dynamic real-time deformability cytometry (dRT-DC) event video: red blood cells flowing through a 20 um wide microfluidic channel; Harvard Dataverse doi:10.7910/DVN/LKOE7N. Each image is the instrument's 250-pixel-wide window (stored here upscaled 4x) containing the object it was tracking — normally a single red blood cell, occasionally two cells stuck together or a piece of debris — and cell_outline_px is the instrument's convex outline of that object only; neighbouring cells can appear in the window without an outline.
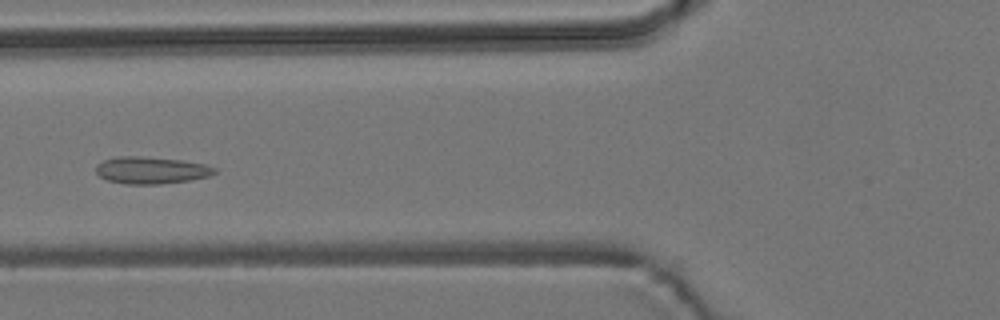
{"species": "common noctule bat (a hibernating species)", "species_latin": "Nyctalus noctula", "temperature_condition": "room temperature", "stored_images_in_passage": 7, "camera_frame_rate_fps": 3000, "um_per_image_px": 0.085, "animal": {"sex": "male", "body_mass_g": 19.2, "forearm_length_mm": 51.8}, "frame": {"image": 1, "passage_image": 5, "time_ms": 5.667, "image_size_px": [1000, 320], "cell_outline_px": [[216, 172], [208, 176], [192, 180], [160, 184], [124, 184], [108, 180], [100, 176], [96, 172], [96, 164], [104, 160], [116, 156], [140, 156], [180, 160], [204, 164], [216, 168]], "centroid_in_image_um": [12.83, 14.47], "position_along_channel_um": 113.0, "area_um2": 18.67}}
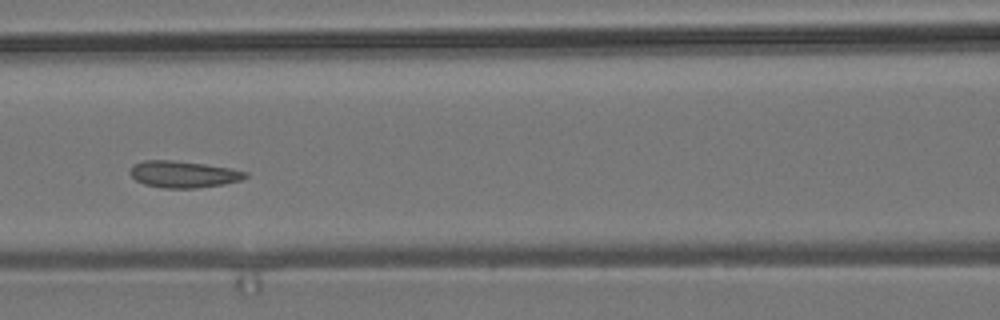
{"frame": {"image": 2, "passage_image": 6, "time_ms": 6.667, "image_size_px": [1000, 320], "cell_outline_px": [[248, 176], [240, 180], [224, 184], [196, 188], [164, 188], [144, 184], [136, 180], [128, 172], [132, 164], [144, 160], [172, 160], [204, 164], [232, 168], [248, 172]], "centroid_in_image_um": [15.57, 14.8], "position_along_channel_um": 151.0, "area_um2": 18.03}}
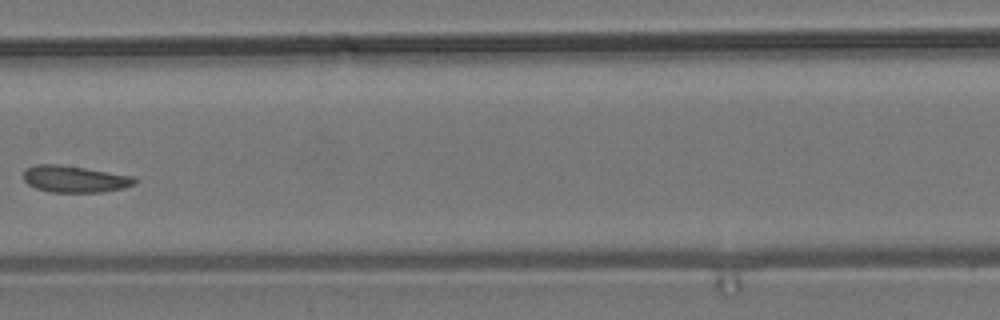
{"frame": {"image": 3, "passage_image": 7, "time_ms": 8.0, "image_size_px": [1000, 320], "cell_outline_px": [[136, 184], [124, 188], [104, 192], [48, 192], [36, 188], [28, 184], [24, 180], [24, 172], [28, 168], [36, 164], [60, 164], [132, 176], [136, 180]], "centroid_in_image_um": [6.35, 15.23], "position_along_channel_um": 201.1, "area_um2": 17.22}}